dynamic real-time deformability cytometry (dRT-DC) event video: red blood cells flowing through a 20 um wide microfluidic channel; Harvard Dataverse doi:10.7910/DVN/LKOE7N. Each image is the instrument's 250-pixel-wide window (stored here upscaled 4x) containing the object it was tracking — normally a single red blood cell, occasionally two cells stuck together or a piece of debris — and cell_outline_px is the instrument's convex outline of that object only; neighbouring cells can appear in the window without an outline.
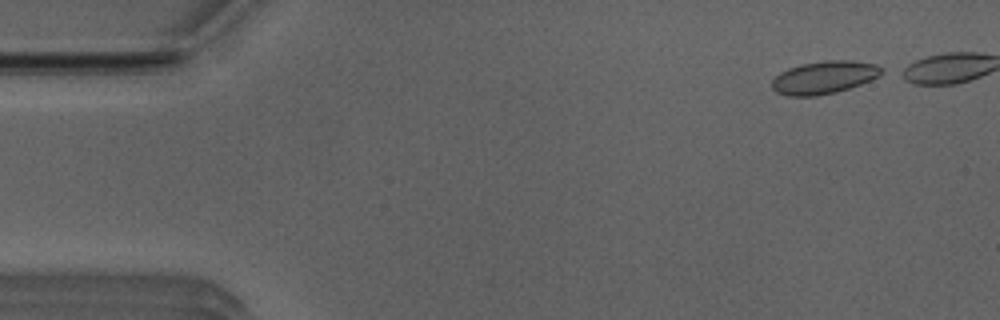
{"species": "Egyptian fruit bat (a non-hibernating species)", "species_latin": "Rousettus aegyptiacus", "temperature_condition": "room temperature", "stored_images_in_passage": 38, "camera_frame_rate_fps": 3000, "um_per_image_px": 0.085, "animal": {"sex": "male"}, "frame": {"image": 1, "passage_image": 1, "time_ms": 0.0, "image_size_px": [1000, 320], "cell_outline_px": [[884, 68], [880, 76], [860, 84], [836, 92], [816, 96], [788, 96], [776, 92], [772, 88], [772, 80], [780, 72], [788, 68], [800, 64], [824, 60], [852, 60], [876, 64]], "centroid_in_image_um": [70.05, 6.57], "position_along_channel_um": 15.0, "area_um2": 21.04}}
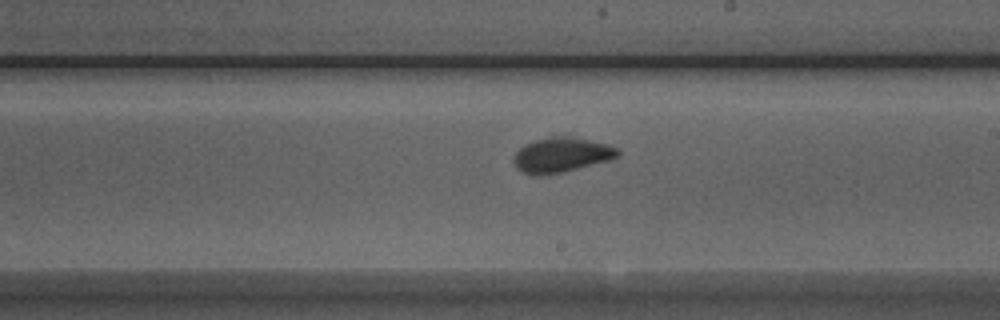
{"frame": {"image": 2, "passage_image": 26, "time_ms": 8.333, "image_size_px": [1000, 320], "cell_outline_px": [[620, 156], [608, 160], [560, 172], [540, 176], [532, 176], [516, 168], [512, 160], [516, 152], [524, 144], [548, 136], [572, 136], [608, 144], [616, 148], [620, 152]], "centroid_in_image_um": [47.69, 13.16], "position_along_channel_um": 241.3, "area_um2": 21.1}}
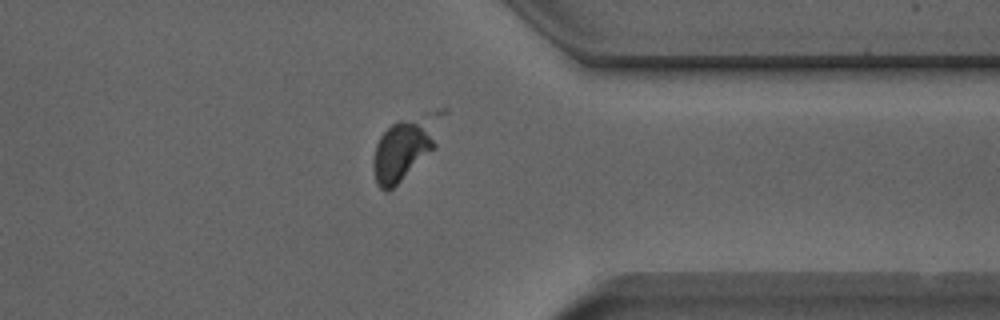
{"frame": {"image": 3, "passage_image": 37, "time_ms": 12.0, "image_size_px": [1000, 320], "cell_outline_px": [[436, 148], [388, 192], [384, 192], [376, 184], [372, 164], [376, 144], [380, 136], [396, 120], [420, 120], [436, 144]], "centroid_in_image_um": [34.04, 12.92], "position_along_channel_um": 377.4, "area_um2": 21.04}}